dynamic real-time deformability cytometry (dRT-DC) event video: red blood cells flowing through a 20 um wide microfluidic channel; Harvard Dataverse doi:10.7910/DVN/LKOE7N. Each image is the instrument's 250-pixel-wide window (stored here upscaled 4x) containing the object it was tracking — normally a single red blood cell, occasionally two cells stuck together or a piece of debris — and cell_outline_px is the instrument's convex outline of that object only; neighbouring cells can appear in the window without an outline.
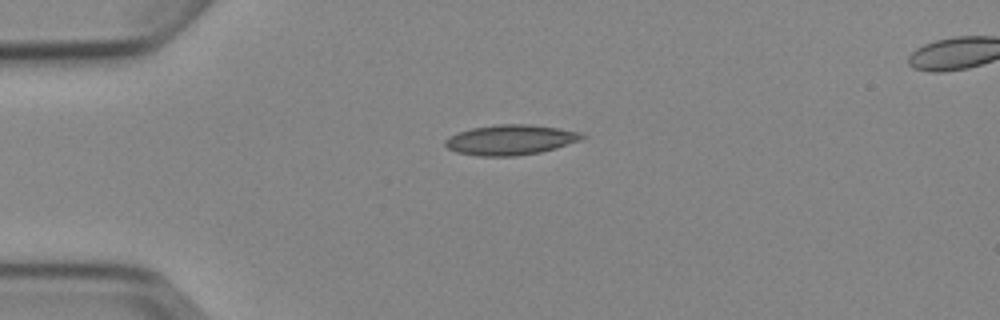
{"species": "Egyptian fruit bat (a non-hibernating species)", "species_latin": "Rousettus aegyptiacus", "temperature_condition": "cold", "stored_images_in_passage": 3, "segment_of_instrument_passage": [1, 2], "camera_frame_rate_fps": 3000, "um_per_image_px": 0.085, "animal": {"sex": "female"}, "frame": {"image": 1, "passage_image": 1, "time_ms": 0.0, "image_size_px": [1000, 320], "cell_outline_px": [[588, 136], [580, 140], [556, 148], [540, 152], [516, 156], [480, 156], [456, 152], [448, 148], [444, 144], [444, 140], [448, 136], [472, 128], [496, 124], [532, 124], [580, 132]], "centroid_in_image_um": [43.39, 11.88], "position_along_channel_um": 41.6, "area_um2": 24.04}}